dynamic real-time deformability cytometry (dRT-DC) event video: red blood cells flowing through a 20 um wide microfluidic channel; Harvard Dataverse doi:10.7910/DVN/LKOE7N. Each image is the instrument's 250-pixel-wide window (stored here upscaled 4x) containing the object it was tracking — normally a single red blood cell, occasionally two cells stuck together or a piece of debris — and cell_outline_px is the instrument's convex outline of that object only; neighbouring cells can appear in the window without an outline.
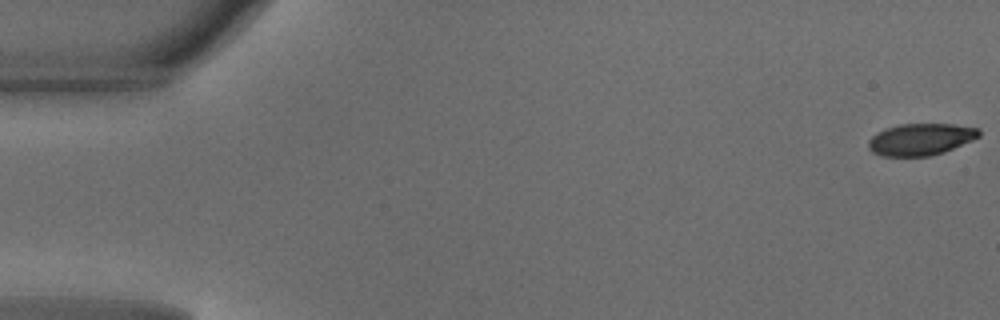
{"species": "common noctule bat (a hibernating species)", "species_latin": "Nyctalus noctula", "temperature_condition": "warm", "stored_images_in_passage": 3, "camera_frame_rate_fps": 3000, "um_per_image_px": 0.085, "animal": {"sex": "male", "body_mass_g": 18.8}, "frame": {"image": 1, "passage_image": 1, "time_ms": 0.0, "image_size_px": [1000, 320], "cell_outline_px": [[980, 136], [972, 140], [944, 152], [928, 156], [884, 156], [872, 152], [868, 148], [868, 140], [876, 132], [884, 128], [900, 124], [952, 124], [980, 128]], "centroid_in_image_um": [78.24, 11.83], "position_along_channel_um": 6.8, "area_um2": 20.58}}